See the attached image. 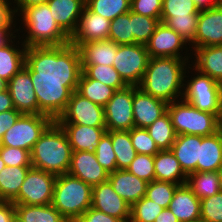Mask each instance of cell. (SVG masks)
<instances>
[{"instance_id":"obj_1","label":"cell","mask_w":222,"mask_h":222,"mask_svg":"<svg viewBox=\"0 0 222 222\" xmlns=\"http://www.w3.org/2000/svg\"><path fill=\"white\" fill-rule=\"evenodd\" d=\"M24 67L31 80L79 81L82 73L79 49L70 43L27 47Z\"/></svg>"},{"instance_id":"obj_2","label":"cell","mask_w":222,"mask_h":222,"mask_svg":"<svg viewBox=\"0 0 222 222\" xmlns=\"http://www.w3.org/2000/svg\"><path fill=\"white\" fill-rule=\"evenodd\" d=\"M188 60L176 57L150 58L138 88L167 103L174 102L180 97L182 99L184 78L189 77L186 73L189 69L192 70Z\"/></svg>"},{"instance_id":"obj_3","label":"cell","mask_w":222,"mask_h":222,"mask_svg":"<svg viewBox=\"0 0 222 222\" xmlns=\"http://www.w3.org/2000/svg\"><path fill=\"white\" fill-rule=\"evenodd\" d=\"M72 152L65 131L54 121L30 152L32 167L55 176L66 174L70 168Z\"/></svg>"},{"instance_id":"obj_4","label":"cell","mask_w":222,"mask_h":222,"mask_svg":"<svg viewBox=\"0 0 222 222\" xmlns=\"http://www.w3.org/2000/svg\"><path fill=\"white\" fill-rule=\"evenodd\" d=\"M18 16L26 27L24 31L27 35L21 40L26 47L69 44V37L55 22L47 3L27 7Z\"/></svg>"},{"instance_id":"obj_5","label":"cell","mask_w":222,"mask_h":222,"mask_svg":"<svg viewBox=\"0 0 222 222\" xmlns=\"http://www.w3.org/2000/svg\"><path fill=\"white\" fill-rule=\"evenodd\" d=\"M51 204L69 221L75 222L92 204V186L70 174L56 177Z\"/></svg>"},{"instance_id":"obj_6","label":"cell","mask_w":222,"mask_h":222,"mask_svg":"<svg viewBox=\"0 0 222 222\" xmlns=\"http://www.w3.org/2000/svg\"><path fill=\"white\" fill-rule=\"evenodd\" d=\"M167 112L177 135L210 136L220 130L221 120L215 114L201 111L183 98L168 103Z\"/></svg>"},{"instance_id":"obj_7","label":"cell","mask_w":222,"mask_h":222,"mask_svg":"<svg viewBox=\"0 0 222 222\" xmlns=\"http://www.w3.org/2000/svg\"><path fill=\"white\" fill-rule=\"evenodd\" d=\"M195 75L184 79L183 99L195 108L222 117V84L193 67ZM196 71V72H195ZM187 80V81H186Z\"/></svg>"},{"instance_id":"obj_8","label":"cell","mask_w":222,"mask_h":222,"mask_svg":"<svg viewBox=\"0 0 222 222\" xmlns=\"http://www.w3.org/2000/svg\"><path fill=\"white\" fill-rule=\"evenodd\" d=\"M79 81L32 80L38 102V114H45L56 121L65 111L72 92Z\"/></svg>"},{"instance_id":"obj_9","label":"cell","mask_w":222,"mask_h":222,"mask_svg":"<svg viewBox=\"0 0 222 222\" xmlns=\"http://www.w3.org/2000/svg\"><path fill=\"white\" fill-rule=\"evenodd\" d=\"M54 122L45 114H22L3 135L0 145L32 150L36 141Z\"/></svg>"},{"instance_id":"obj_10","label":"cell","mask_w":222,"mask_h":222,"mask_svg":"<svg viewBox=\"0 0 222 222\" xmlns=\"http://www.w3.org/2000/svg\"><path fill=\"white\" fill-rule=\"evenodd\" d=\"M144 44L117 45L113 67L128 86H139L149 62Z\"/></svg>"},{"instance_id":"obj_11","label":"cell","mask_w":222,"mask_h":222,"mask_svg":"<svg viewBox=\"0 0 222 222\" xmlns=\"http://www.w3.org/2000/svg\"><path fill=\"white\" fill-rule=\"evenodd\" d=\"M55 175L41 169L31 167L21 185L14 204L49 205L52 202Z\"/></svg>"},{"instance_id":"obj_12","label":"cell","mask_w":222,"mask_h":222,"mask_svg":"<svg viewBox=\"0 0 222 222\" xmlns=\"http://www.w3.org/2000/svg\"><path fill=\"white\" fill-rule=\"evenodd\" d=\"M133 86L116 90L104 106L107 131H129L135 127L133 117Z\"/></svg>"},{"instance_id":"obj_13","label":"cell","mask_w":222,"mask_h":222,"mask_svg":"<svg viewBox=\"0 0 222 222\" xmlns=\"http://www.w3.org/2000/svg\"><path fill=\"white\" fill-rule=\"evenodd\" d=\"M57 123H71L91 127H106L104 107L72 92L65 111Z\"/></svg>"},{"instance_id":"obj_14","label":"cell","mask_w":222,"mask_h":222,"mask_svg":"<svg viewBox=\"0 0 222 222\" xmlns=\"http://www.w3.org/2000/svg\"><path fill=\"white\" fill-rule=\"evenodd\" d=\"M150 58L155 57H176L180 59H189L187 42L172 28L165 23L160 22L151 35L149 41L145 44ZM185 46V47H184ZM186 49V52L183 50ZM188 50V51H187ZM181 52L186 53L184 56ZM186 57V58H185Z\"/></svg>"},{"instance_id":"obj_15","label":"cell","mask_w":222,"mask_h":222,"mask_svg":"<svg viewBox=\"0 0 222 222\" xmlns=\"http://www.w3.org/2000/svg\"><path fill=\"white\" fill-rule=\"evenodd\" d=\"M111 21L95 14L84 6L76 30L69 38V43L79 47L86 42L107 40Z\"/></svg>"},{"instance_id":"obj_16","label":"cell","mask_w":222,"mask_h":222,"mask_svg":"<svg viewBox=\"0 0 222 222\" xmlns=\"http://www.w3.org/2000/svg\"><path fill=\"white\" fill-rule=\"evenodd\" d=\"M216 45H222V8L219 6L200 10L190 53L199 47Z\"/></svg>"},{"instance_id":"obj_17","label":"cell","mask_w":222,"mask_h":222,"mask_svg":"<svg viewBox=\"0 0 222 222\" xmlns=\"http://www.w3.org/2000/svg\"><path fill=\"white\" fill-rule=\"evenodd\" d=\"M91 207L123 222L130 220L131 205L114 191L109 181L92 186Z\"/></svg>"},{"instance_id":"obj_18","label":"cell","mask_w":222,"mask_h":222,"mask_svg":"<svg viewBox=\"0 0 222 222\" xmlns=\"http://www.w3.org/2000/svg\"><path fill=\"white\" fill-rule=\"evenodd\" d=\"M7 90L17 111L22 114H38V102L31 74L25 67L8 81Z\"/></svg>"},{"instance_id":"obj_19","label":"cell","mask_w":222,"mask_h":222,"mask_svg":"<svg viewBox=\"0 0 222 222\" xmlns=\"http://www.w3.org/2000/svg\"><path fill=\"white\" fill-rule=\"evenodd\" d=\"M68 174L94 186L108 181L109 173L98 163L94 151H73Z\"/></svg>"},{"instance_id":"obj_20","label":"cell","mask_w":222,"mask_h":222,"mask_svg":"<svg viewBox=\"0 0 222 222\" xmlns=\"http://www.w3.org/2000/svg\"><path fill=\"white\" fill-rule=\"evenodd\" d=\"M168 103L133 86V117L135 127L148 128L167 112Z\"/></svg>"},{"instance_id":"obj_21","label":"cell","mask_w":222,"mask_h":222,"mask_svg":"<svg viewBox=\"0 0 222 222\" xmlns=\"http://www.w3.org/2000/svg\"><path fill=\"white\" fill-rule=\"evenodd\" d=\"M108 181L114 191L130 205L146 196L148 182L130 173L127 169H117L109 174Z\"/></svg>"},{"instance_id":"obj_22","label":"cell","mask_w":222,"mask_h":222,"mask_svg":"<svg viewBox=\"0 0 222 222\" xmlns=\"http://www.w3.org/2000/svg\"><path fill=\"white\" fill-rule=\"evenodd\" d=\"M47 4L55 22L70 38L76 30L85 0H48Z\"/></svg>"},{"instance_id":"obj_23","label":"cell","mask_w":222,"mask_h":222,"mask_svg":"<svg viewBox=\"0 0 222 222\" xmlns=\"http://www.w3.org/2000/svg\"><path fill=\"white\" fill-rule=\"evenodd\" d=\"M65 131L72 151H94L106 127H91L71 123H58Z\"/></svg>"},{"instance_id":"obj_24","label":"cell","mask_w":222,"mask_h":222,"mask_svg":"<svg viewBox=\"0 0 222 222\" xmlns=\"http://www.w3.org/2000/svg\"><path fill=\"white\" fill-rule=\"evenodd\" d=\"M200 146L201 136L189 134L177 135L176 140L171 146V151L187 176L193 172H197Z\"/></svg>"},{"instance_id":"obj_25","label":"cell","mask_w":222,"mask_h":222,"mask_svg":"<svg viewBox=\"0 0 222 222\" xmlns=\"http://www.w3.org/2000/svg\"><path fill=\"white\" fill-rule=\"evenodd\" d=\"M179 222H197L200 220V200L187 186L180 185L168 207Z\"/></svg>"},{"instance_id":"obj_26","label":"cell","mask_w":222,"mask_h":222,"mask_svg":"<svg viewBox=\"0 0 222 222\" xmlns=\"http://www.w3.org/2000/svg\"><path fill=\"white\" fill-rule=\"evenodd\" d=\"M194 52L190 66L222 84V45L199 47Z\"/></svg>"},{"instance_id":"obj_27","label":"cell","mask_w":222,"mask_h":222,"mask_svg":"<svg viewBox=\"0 0 222 222\" xmlns=\"http://www.w3.org/2000/svg\"><path fill=\"white\" fill-rule=\"evenodd\" d=\"M82 65L113 66L117 53V44L109 39L86 42L79 47Z\"/></svg>"},{"instance_id":"obj_28","label":"cell","mask_w":222,"mask_h":222,"mask_svg":"<svg viewBox=\"0 0 222 222\" xmlns=\"http://www.w3.org/2000/svg\"><path fill=\"white\" fill-rule=\"evenodd\" d=\"M222 167V131L201 136L197 172L219 171Z\"/></svg>"},{"instance_id":"obj_29","label":"cell","mask_w":222,"mask_h":222,"mask_svg":"<svg viewBox=\"0 0 222 222\" xmlns=\"http://www.w3.org/2000/svg\"><path fill=\"white\" fill-rule=\"evenodd\" d=\"M155 180L184 185L187 175L182 170L179 161L170 150H160L154 155Z\"/></svg>"},{"instance_id":"obj_30","label":"cell","mask_w":222,"mask_h":222,"mask_svg":"<svg viewBox=\"0 0 222 222\" xmlns=\"http://www.w3.org/2000/svg\"><path fill=\"white\" fill-rule=\"evenodd\" d=\"M17 43H21V46H16L14 41L11 40L0 48V78L7 82L25 65L27 47L22 41L19 42L18 40Z\"/></svg>"},{"instance_id":"obj_31","label":"cell","mask_w":222,"mask_h":222,"mask_svg":"<svg viewBox=\"0 0 222 222\" xmlns=\"http://www.w3.org/2000/svg\"><path fill=\"white\" fill-rule=\"evenodd\" d=\"M32 166H6L0 172V201L12 202Z\"/></svg>"},{"instance_id":"obj_32","label":"cell","mask_w":222,"mask_h":222,"mask_svg":"<svg viewBox=\"0 0 222 222\" xmlns=\"http://www.w3.org/2000/svg\"><path fill=\"white\" fill-rule=\"evenodd\" d=\"M186 184L199 200L222 190L219 171L193 172L187 176Z\"/></svg>"},{"instance_id":"obj_33","label":"cell","mask_w":222,"mask_h":222,"mask_svg":"<svg viewBox=\"0 0 222 222\" xmlns=\"http://www.w3.org/2000/svg\"><path fill=\"white\" fill-rule=\"evenodd\" d=\"M15 208L23 222H69L52 204H15Z\"/></svg>"},{"instance_id":"obj_34","label":"cell","mask_w":222,"mask_h":222,"mask_svg":"<svg viewBox=\"0 0 222 222\" xmlns=\"http://www.w3.org/2000/svg\"><path fill=\"white\" fill-rule=\"evenodd\" d=\"M116 90L81 73L76 92L91 102L105 106Z\"/></svg>"},{"instance_id":"obj_35","label":"cell","mask_w":222,"mask_h":222,"mask_svg":"<svg viewBox=\"0 0 222 222\" xmlns=\"http://www.w3.org/2000/svg\"><path fill=\"white\" fill-rule=\"evenodd\" d=\"M111 140L117 169H127L137 155L130 138V132L111 131Z\"/></svg>"},{"instance_id":"obj_36","label":"cell","mask_w":222,"mask_h":222,"mask_svg":"<svg viewBox=\"0 0 222 222\" xmlns=\"http://www.w3.org/2000/svg\"><path fill=\"white\" fill-rule=\"evenodd\" d=\"M150 137L155 141L159 150H170L177 134L171 123L168 112L156 119L148 128H146Z\"/></svg>"},{"instance_id":"obj_37","label":"cell","mask_w":222,"mask_h":222,"mask_svg":"<svg viewBox=\"0 0 222 222\" xmlns=\"http://www.w3.org/2000/svg\"><path fill=\"white\" fill-rule=\"evenodd\" d=\"M82 73L87 78L100 81L115 90H120L128 86L113 66L98 64L82 65Z\"/></svg>"},{"instance_id":"obj_38","label":"cell","mask_w":222,"mask_h":222,"mask_svg":"<svg viewBox=\"0 0 222 222\" xmlns=\"http://www.w3.org/2000/svg\"><path fill=\"white\" fill-rule=\"evenodd\" d=\"M131 0H85V6L92 12L112 21L130 11Z\"/></svg>"},{"instance_id":"obj_39","label":"cell","mask_w":222,"mask_h":222,"mask_svg":"<svg viewBox=\"0 0 222 222\" xmlns=\"http://www.w3.org/2000/svg\"><path fill=\"white\" fill-rule=\"evenodd\" d=\"M108 39L117 45L134 44L131 27V10L117 16L111 21Z\"/></svg>"},{"instance_id":"obj_40","label":"cell","mask_w":222,"mask_h":222,"mask_svg":"<svg viewBox=\"0 0 222 222\" xmlns=\"http://www.w3.org/2000/svg\"><path fill=\"white\" fill-rule=\"evenodd\" d=\"M160 18L143 16L131 11V27L134 36V44H146L154 33Z\"/></svg>"},{"instance_id":"obj_41","label":"cell","mask_w":222,"mask_h":222,"mask_svg":"<svg viewBox=\"0 0 222 222\" xmlns=\"http://www.w3.org/2000/svg\"><path fill=\"white\" fill-rule=\"evenodd\" d=\"M179 186L180 185L172 182L154 180L148 183L146 197L163 208H168Z\"/></svg>"},{"instance_id":"obj_42","label":"cell","mask_w":222,"mask_h":222,"mask_svg":"<svg viewBox=\"0 0 222 222\" xmlns=\"http://www.w3.org/2000/svg\"><path fill=\"white\" fill-rule=\"evenodd\" d=\"M200 10L194 0H163L160 22L165 23L170 17H190Z\"/></svg>"},{"instance_id":"obj_43","label":"cell","mask_w":222,"mask_h":222,"mask_svg":"<svg viewBox=\"0 0 222 222\" xmlns=\"http://www.w3.org/2000/svg\"><path fill=\"white\" fill-rule=\"evenodd\" d=\"M163 207L146 196L131 205L129 222H154Z\"/></svg>"},{"instance_id":"obj_44","label":"cell","mask_w":222,"mask_h":222,"mask_svg":"<svg viewBox=\"0 0 222 222\" xmlns=\"http://www.w3.org/2000/svg\"><path fill=\"white\" fill-rule=\"evenodd\" d=\"M199 14H192L190 17H170L165 24L176 31L189 45L194 42L196 36Z\"/></svg>"},{"instance_id":"obj_45","label":"cell","mask_w":222,"mask_h":222,"mask_svg":"<svg viewBox=\"0 0 222 222\" xmlns=\"http://www.w3.org/2000/svg\"><path fill=\"white\" fill-rule=\"evenodd\" d=\"M98 163L109 173L117 170L116 156L112 146L111 131H106L94 150Z\"/></svg>"},{"instance_id":"obj_46","label":"cell","mask_w":222,"mask_h":222,"mask_svg":"<svg viewBox=\"0 0 222 222\" xmlns=\"http://www.w3.org/2000/svg\"><path fill=\"white\" fill-rule=\"evenodd\" d=\"M200 220L222 222V190L200 200Z\"/></svg>"},{"instance_id":"obj_47","label":"cell","mask_w":222,"mask_h":222,"mask_svg":"<svg viewBox=\"0 0 222 222\" xmlns=\"http://www.w3.org/2000/svg\"><path fill=\"white\" fill-rule=\"evenodd\" d=\"M129 132L133 147L138 154L154 156L160 151L146 128L133 127Z\"/></svg>"},{"instance_id":"obj_48","label":"cell","mask_w":222,"mask_h":222,"mask_svg":"<svg viewBox=\"0 0 222 222\" xmlns=\"http://www.w3.org/2000/svg\"><path fill=\"white\" fill-rule=\"evenodd\" d=\"M127 170L148 183L154 181V156L137 153Z\"/></svg>"},{"instance_id":"obj_49","label":"cell","mask_w":222,"mask_h":222,"mask_svg":"<svg viewBox=\"0 0 222 222\" xmlns=\"http://www.w3.org/2000/svg\"><path fill=\"white\" fill-rule=\"evenodd\" d=\"M0 157L5 166H32L30 151L17 147L1 146Z\"/></svg>"},{"instance_id":"obj_50","label":"cell","mask_w":222,"mask_h":222,"mask_svg":"<svg viewBox=\"0 0 222 222\" xmlns=\"http://www.w3.org/2000/svg\"><path fill=\"white\" fill-rule=\"evenodd\" d=\"M163 8V0H131L130 10L134 13L160 18Z\"/></svg>"},{"instance_id":"obj_51","label":"cell","mask_w":222,"mask_h":222,"mask_svg":"<svg viewBox=\"0 0 222 222\" xmlns=\"http://www.w3.org/2000/svg\"><path fill=\"white\" fill-rule=\"evenodd\" d=\"M11 4L13 5V0H0V29H15L12 27L16 26L17 16L14 7H10Z\"/></svg>"},{"instance_id":"obj_52","label":"cell","mask_w":222,"mask_h":222,"mask_svg":"<svg viewBox=\"0 0 222 222\" xmlns=\"http://www.w3.org/2000/svg\"><path fill=\"white\" fill-rule=\"evenodd\" d=\"M75 222H123L95 208L90 207Z\"/></svg>"},{"instance_id":"obj_53","label":"cell","mask_w":222,"mask_h":222,"mask_svg":"<svg viewBox=\"0 0 222 222\" xmlns=\"http://www.w3.org/2000/svg\"><path fill=\"white\" fill-rule=\"evenodd\" d=\"M21 115L22 113L16 109L7 110L0 113V141L5 132L15 124Z\"/></svg>"},{"instance_id":"obj_54","label":"cell","mask_w":222,"mask_h":222,"mask_svg":"<svg viewBox=\"0 0 222 222\" xmlns=\"http://www.w3.org/2000/svg\"><path fill=\"white\" fill-rule=\"evenodd\" d=\"M16 215L13 202L0 201V222H11Z\"/></svg>"},{"instance_id":"obj_55","label":"cell","mask_w":222,"mask_h":222,"mask_svg":"<svg viewBox=\"0 0 222 222\" xmlns=\"http://www.w3.org/2000/svg\"><path fill=\"white\" fill-rule=\"evenodd\" d=\"M48 0H14L15 14L18 16L25 8L47 3ZM19 12V13H18Z\"/></svg>"},{"instance_id":"obj_56","label":"cell","mask_w":222,"mask_h":222,"mask_svg":"<svg viewBox=\"0 0 222 222\" xmlns=\"http://www.w3.org/2000/svg\"><path fill=\"white\" fill-rule=\"evenodd\" d=\"M12 109H15V107L9 91L0 92V113Z\"/></svg>"},{"instance_id":"obj_57","label":"cell","mask_w":222,"mask_h":222,"mask_svg":"<svg viewBox=\"0 0 222 222\" xmlns=\"http://www.w3.org/2000/svg\"><path fill=\"white\" fill-rule=\"evenodd\" d=\"M20 27L19 29H0V48L5 46L6 44H8L12 39L15 41L16 39V35L13 33H18V31H20ZM13 31V32H12ZM15 31V32H14Z\"/></svg>"},{"instance_id":"obj_58","label":"cell","mask_w":222,"mask_h":222,"mask_svg":"<svg viewBox=\"0 0 222 222\" xmlns=\"http://www.w3.org/2000/svg\"><path fill=\"white\" fill-rule=\"evenodd\" d=\"M154 222H179L169 208H163Z\"/></svg>"},{"instance_id":"obj_59","label":"cell","mask_w":222,"mask_h":222,"mask_svg":"<svg viewBox=\"0 0 222 222\" xmlns=\"http://www.w3.org/2000/svg\"><path fill=\"white\" fill-rule=\"evenodd\" d=\"M199 10H205L216 7L218 0H194Z\"/></svg>"},{"instance_id":"obj_60","label":"cell","mask_w":222,"mask_h":222,"mask_svg":"<svg viewBox=\"0 0 222 222\" xmlns=\"http://www.w3.org/2000/svg\"><path fill=\"white\" fill-rule=\"evenodd\" d=\"M8 82L0 78V92L7 90Z\"/></svg>"},{"instance_id":"obj_61","label":"cell","mask_w":222,"mask_h":222,"mask_svg":"<svg viewBox=\"0 0 222 222\" xmlns=\"http://www.w3.org/2000/svg\"><path fill=\"white\" fill-rule=\"evenodd\" d=\"M11 222H23V220L16 214Z\"/></svg>"},{"instance_id":"obj_62","label":"cell","mask_w":222,"mask_h":222,"mask_svg":"<svg viewBox=\"0 0 222 222\" xmlns=\"http://www.w3.org/2000/svg\"><path fill=\"white\" fill-rule=\"evenodd\" d=\"M6 166H5V163H4V161L1 159V157H0V172L5 168Z\"/></svg>"},{"instance_id":"obj_63","label":"cell","mask_w":222,"mask_h":222,"mask_svg":"<svg viewBox=\"0 0 222 222\" xmlns=\"http://www.w3.org/2000/svg\"><path fill=\"white\" fill-rule=\"evenodd\" d=\"M217 6L221 7L222 8V0H218V4Z\"/></svg>"},{"instance_id":"obj_64","label":"cell","mask_w":222,"mask_h":222,"mask_svg":"<svg viewBox=\"0 0 222 222\" xmlns=\"http://www.w3.org/2000/svg\"><path fill=\"white\" fill-rule=\"evenodd\" d=\"M220 177H221V182H222V167L219 169Z\"/></svg>"}]
</instances>
